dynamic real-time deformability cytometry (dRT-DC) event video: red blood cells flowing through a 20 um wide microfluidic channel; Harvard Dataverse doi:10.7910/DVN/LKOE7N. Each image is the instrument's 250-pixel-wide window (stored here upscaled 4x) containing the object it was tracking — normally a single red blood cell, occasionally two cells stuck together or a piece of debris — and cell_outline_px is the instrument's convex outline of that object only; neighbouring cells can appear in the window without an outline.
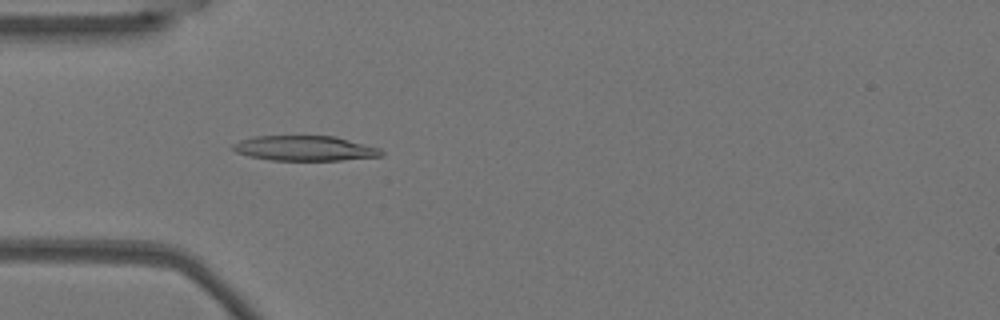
{"species": "Egyptian fruit bat (a non-hibernating species)", "species_latin": "Rousettus aegyptiacus", "temperature_condition": "warm", "stored_images_in_passage": 52, "camera_frame_rate_fps": 3000, "um_per_image_px": 0.085, "animal": {"sex": "female"}, "frame": {"image": 1, "passage_image": 15, "time_ms": 4.667, "image_size_px": [1000, 320], "cell_outline_px": [[384, 156], [340, 160], [272, 160], [248, 156], [236, 152], [232, 148], [232, 144], [240, 140], [256, 136], [336, 136], [380, 148], [384, 152]], "centroid_in_image_um": [25.93, 12.6], "position_along_channel_um": 59.1, "area_um2": 21.68}}
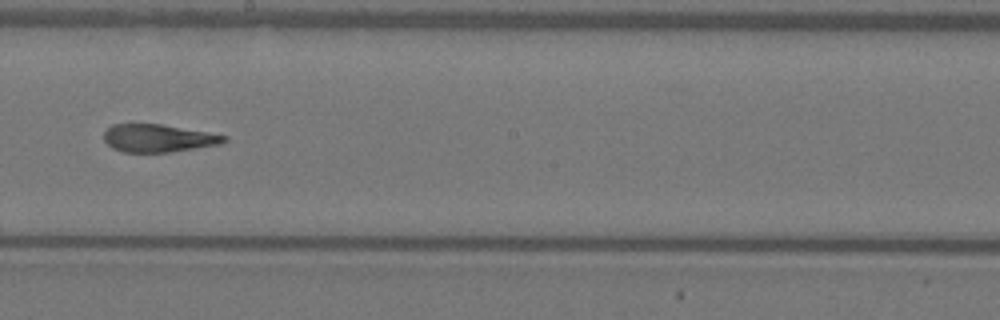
{"frame": {"image": 2, "passage_image": 29, "time_ms": 9.333, "image_size_px": [1000, 320], "cell_outline_px": [[228, 140], [224, 144], [168, 152], [124, 152], [112, 148], [104, 140], [104, 132], [112, 124], [160, 124], [228, 136]], "centroid_in_image_um": [13.46, 11.75], "position_along_channel_um": 234.7, "area_um2": 19.36}}
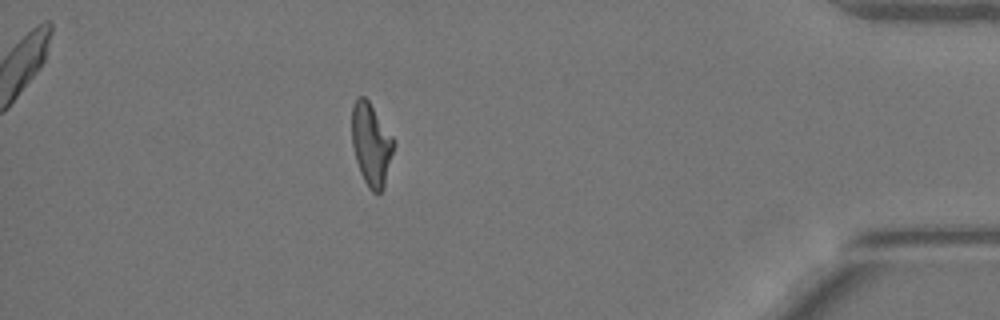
{"frame": {"image": 3, "passage_image": 46, "time_ms": 15.0, "image_size_px": [1000, 320], "cell_outline_px": [[396, 144], [384, 188], [380, 192], [372, 192], [368, 188], [360, 172], [356, 160], [352, 144], [352, 104], [356, 96], [364, 96], [368, 100], [396, 140]], "centroid_in_image_um": [31.57, 12.26], "position_along_channel_um": 403.6, "area_um2": 20.52}, "authors_computed_cell_mechanics": {"area_um2": 20.9525, "velocity_mm_per_s": 3.8096, "shape_relaxation_time_tau1_ms": null, "shape_relaxation_time_tau2_ms": 2.5263, "deformation_change_tau1": null, "deformation_change_tau2": 0.1152}}